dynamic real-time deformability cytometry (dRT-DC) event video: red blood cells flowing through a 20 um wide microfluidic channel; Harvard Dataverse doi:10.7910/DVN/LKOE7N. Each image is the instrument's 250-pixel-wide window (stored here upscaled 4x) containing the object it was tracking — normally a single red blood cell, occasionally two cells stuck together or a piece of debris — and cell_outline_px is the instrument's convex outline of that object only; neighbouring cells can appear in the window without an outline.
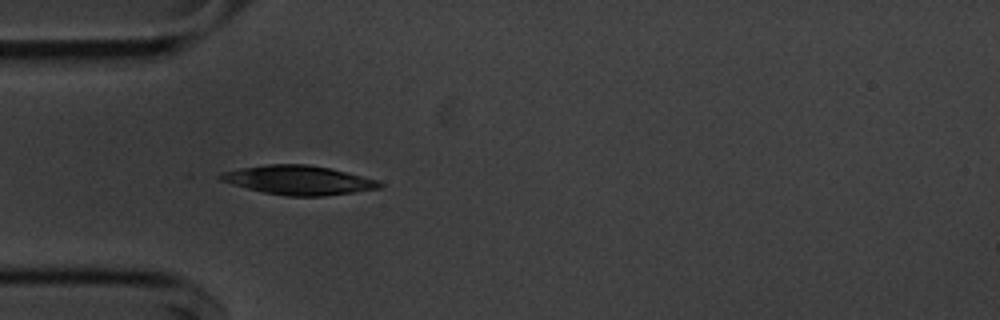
{"species": "common noctule bat (a hibernating species)", "species_latin": "Nyctalus noctula", "temperature_condition": "cold", "stored_images_in_passage": 43, "camera_frame_rate_fps": 3000, "um_per_image_px": 0.085, "animal": {"sex": "male", "body_mass_g": 20.1, "forearm_length_mm": 53.5}, "frame": {"image": 1, "passage_image": 4, "time_ms": 1.0, "image_size_px": [1000, 320], "cell_outline_px": [[384, 184], [380, 188], [324, 196], [288, 196], [264, 192], [232, 184], [220, 180], [216, 176], [220, 172], [240, 168], [268, 164], [308, 164], [328, 168], [380, 180]], "centroid_in_image_um": [25.36, 15.3], "position_along_channel_um": 59.6, "area_um2": 26.88}}
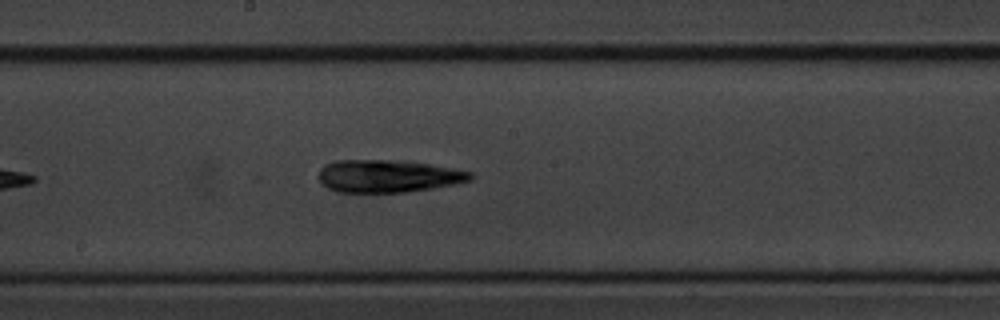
{"frame": {"image": 2, "passage_image": 17, "time_ms": 5.333, "image_size_px": [1000, 320], "cell_outline_px": [[472, 180], [456, 184], [408, 192], [336, 192], [320, 184], [316, 176], [320, 168], [324, 164], [336, 160], [388, 160], [428, 164], [452, 168], [472, 172]], "centroid_in_image_um": [32.91, 14.98], "position_along_channel_um": 215.3, "area_um2": 28.96}}
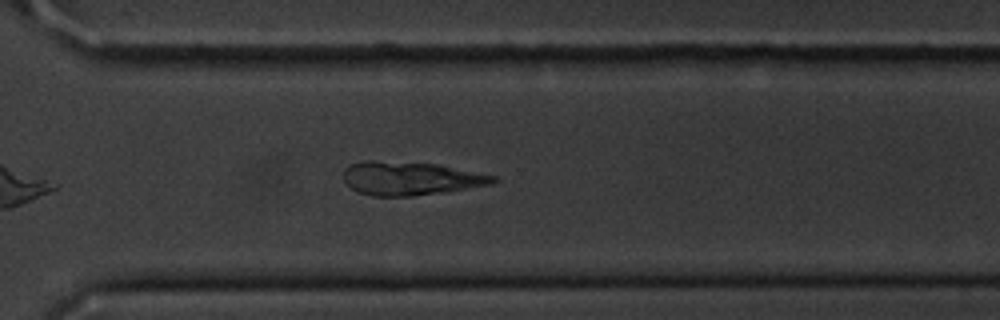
{"frame": {"image": 3, "passage_image": 27, "time_ms": 8.667, "image_size_px": [1000, 320], "cell_outline_px": [[500, 180], [496, 184], [444, 192], [412, 196], [372, 196], [356, 192], [344, 180], [344, 168], [348, 164], [368, 160], [372, 160], [436, 164], [496, 176]], "centroid_in_image_um": [34.91, 15.17], "position_along_channel_um": 335.7, "area_um2": 29.36}, "authors_computed_cell_mechanics": {"area_um2": 28.611, "velocity_mm_per_s": 3.6256, "shape_relaxation_time_tau1_ms": 6.8617, "shape_relaxation_time_tau2_ms": 9.3454, "deformation_change_tau1": 0.1188, "deformation_change_tau2": 0.1807}}